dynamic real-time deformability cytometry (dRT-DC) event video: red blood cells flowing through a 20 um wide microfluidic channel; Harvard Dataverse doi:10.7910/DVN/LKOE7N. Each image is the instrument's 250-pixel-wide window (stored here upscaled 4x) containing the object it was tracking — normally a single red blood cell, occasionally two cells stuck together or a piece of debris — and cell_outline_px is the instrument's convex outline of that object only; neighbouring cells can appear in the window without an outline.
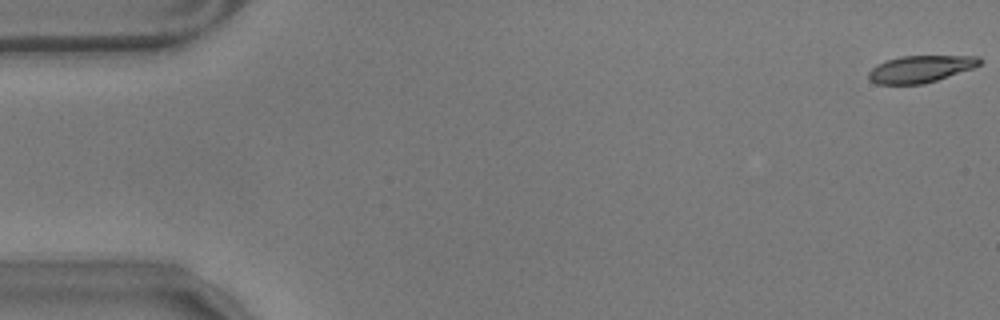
{"species": "common noctule bat (a hibernating species)", "species_latin": "Nyctalus noctula", "temperature_condition": "warm", "stored_images_in_passage": 9, "camera_frame_rate_fps": 3000, "um_per_image_px": 0.085, "animal": {"sex": "male", "body_mass_g": 17.9}, "frame": {"image": 1, "passage_image": 1, "time_ms": 0.0, "image_size_px": [1000, 320], "cell_outline_px": [[984, 60], [980, 64], [972, 68], [924, 84], [876, 84], [868, 80], [868, 72], [876, 64], [900, 56], [980, 56]], "centroid_in_image_um": [78.22, 5.86], "position_along_channel_um": 6.8, "area_um2": 17.46}}